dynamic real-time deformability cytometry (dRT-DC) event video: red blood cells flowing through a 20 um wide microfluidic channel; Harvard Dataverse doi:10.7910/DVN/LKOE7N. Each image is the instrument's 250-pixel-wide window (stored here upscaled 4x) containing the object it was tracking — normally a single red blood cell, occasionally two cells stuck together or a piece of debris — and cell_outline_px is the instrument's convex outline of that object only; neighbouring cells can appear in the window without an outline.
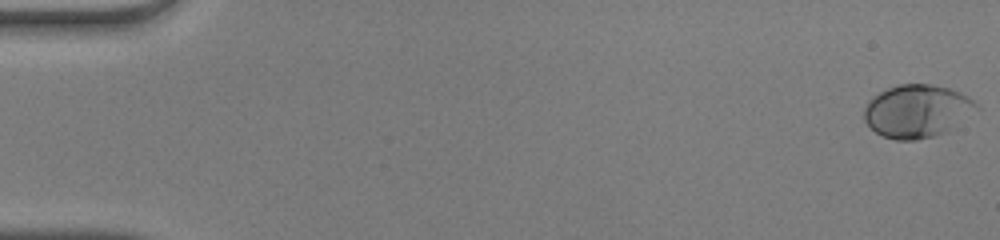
{"species": "human", "species_latin": "Homo sapiens", "temperature_condition": "warm", "stored_images_in_passage": 50, "camera_frame_rate_fps": 3000, "um_per_image_px": 0.085, "donor": {"sex": "male"}, "frame": {"image": 1, "passage_image": 1, "time_ms": 0.0, "image_size_px": [1000, 240], "cell_outline_px": [[980, 108], [956, 128], [948, 132], [916, 140], [896, 140], [884, 136], [876, 132], [864, 120], [864, 108], [868, 100], [872, 96], [888, 88], [900, 84], [932, 84], [948, 88], [960, 92], [968, 96]], "centroid_in_image_um": [77.98, 9.45], "position_along_channel_um": 7.0, "area_um2": 34.91}}
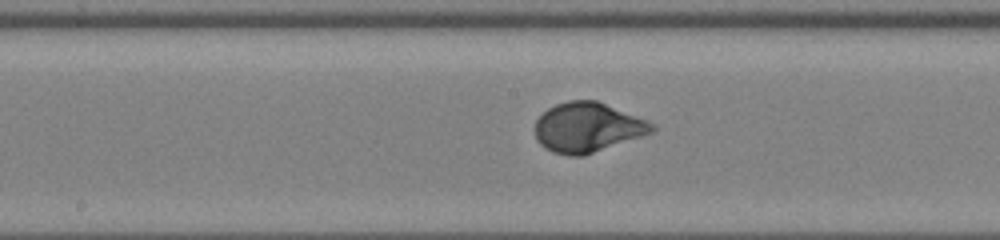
{"frame": {"image": 2, "passage_image": 27, "time_ms": 8.667, "image_size_px": [1000, 240], "cell_outline_px": [[656, 128], [652, 132], [584, 156], [568, 156], [552, 152], [540, 144], [536, 140], [532, 128], [536, 120], [548, 108], [556, 104], [568, 100], [596, 100], [648, 120], [656, 124]], "centroid_in_image_um": [49.9, 10.83], "position_along_channel_um": 198.3, "area_um2": 34.1}}
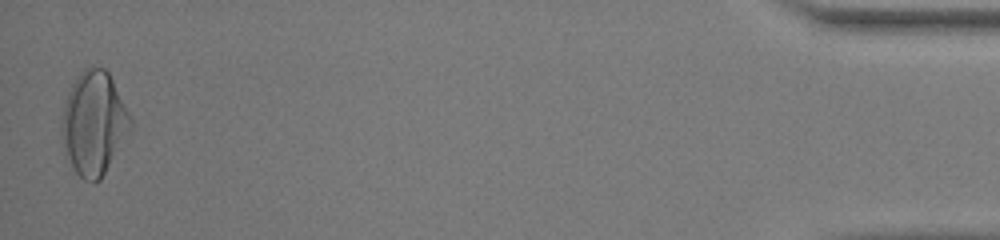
{"frame": {"image": 3, "passage_image": 50, "time_ms": 16.333, "image_size_px": [1000, 240], "cell_outline_px": [[132, 128], [100, 180], [92, 184], [84, 180], [76, 172], [68, 156], [60, 136], [60, 124], [68, 92], [76, 76], [84, 68], [104, 68], [108, 72], [132, 116]], "centroid_in_image_um": [7.99, 10.48], "position_along_channel_um": 427.2, "area_um2": 41.33}, "authors_computed_cell_mechanics": {"area_um2": 33.4373, "velocity_mm_per_s": 4.1454, "shape_relaxation_time_tau1_ms": 2.5866, "shape_relaxation_time_tau2_ms": null, "deformation_change_tau1": 0.1725, "deformation_change_tau2": null}}